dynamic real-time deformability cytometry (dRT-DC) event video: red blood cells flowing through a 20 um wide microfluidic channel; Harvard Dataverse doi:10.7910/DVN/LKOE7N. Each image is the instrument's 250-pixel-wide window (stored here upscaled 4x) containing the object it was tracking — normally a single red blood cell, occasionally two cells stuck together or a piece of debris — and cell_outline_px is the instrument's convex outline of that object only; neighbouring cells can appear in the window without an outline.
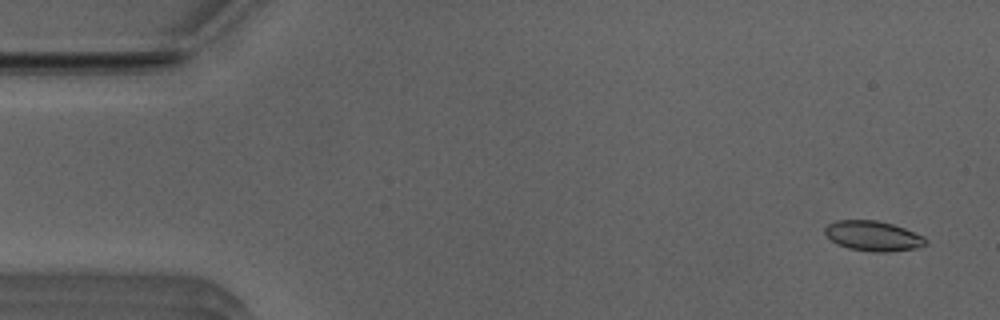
{"species": "Egyptian fruit bat (a non-hibernating species)", "species_latin": "Rousettus aegyptiacus", "temperature_condition": "room temperature", "stored_images_in_passage": 53, "camera_frame_rate_fps": 3000, "um_per_image_px": 0.085, "animal": {"sex": "male"}, "frame": {"image": 1, "passage_image": 3, "time_ms": 0.667, "image_size_px": [1000, 320], "cell_outline_px": [[928, 244], [916, 248], [888, 252], [872, 252], [848, 248], [836, 244], [824, 232], [824, 228], [828, 224], [836, 220], [876, 220], [892, 224], [904, 228], [924, 236], [928, 240]], "centroid_in_image_um": [74.23, 20.06], "position_along_channel_um": 10.8, "area_um2": 17.74}}
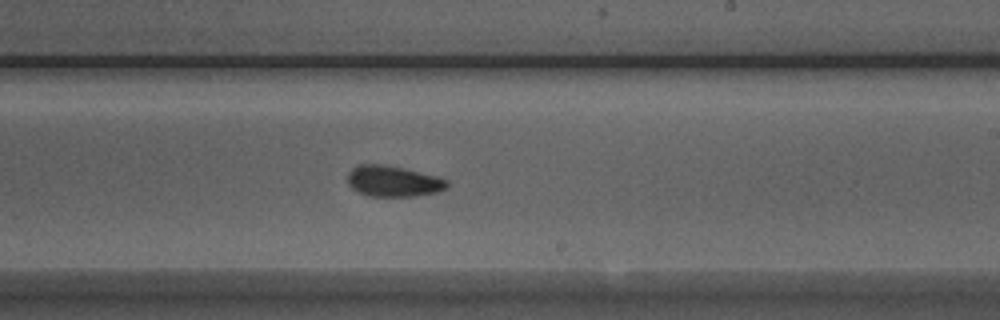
{"frame": {"image": 2, "passage_image": 31, "time_ms": 10.0, "image_size_px": [1000, 320], "cell_outline_px": [[448, 188], [436, 192], [416, 196], [368, 196], [356, 192], [348, 184], [348, 172], [352, 168], [360, 164], [384, 164], [404, 168], [440, 176], [448, 180]], "centroid_in_image_um": [33.44, 15.4], "position_along_channel_um": 255.6, "area_um2": 18.21}}
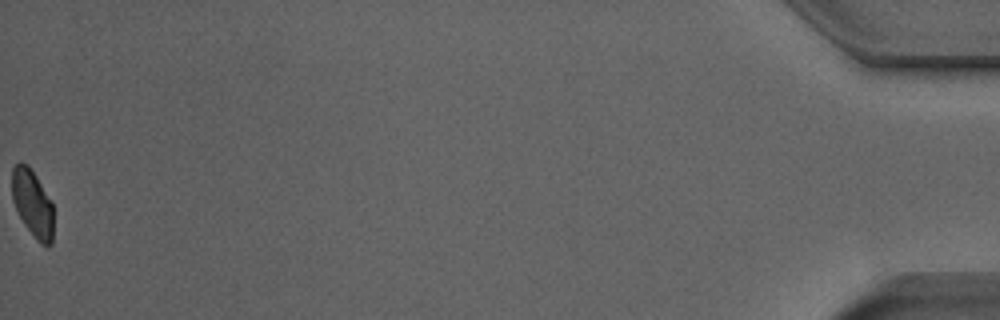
{"frame": {"image": 3, "passage_image": 53, "time_ms": 17.333, "image_size_px": [1000, 320], "cell_outline_px": [[52, 244], [48, 248], [40, 244], [36, 240], [24, 224], [12, 200], [12, 168], [20, 160], [28, 164], [52, 200]], "centroid_in_image_um": [2.76, 17.28], "position_along_channel_um": 432.4, "area_um2": 16.42}, "authors_computed_cell_mechanics": {"area_um2": 17.7446, "velocity_mm_per_s": 3.8991, "shape_relaxation_time_tau1_ms": 3.2206, "shape_relaxation_time_tau2_ms": 1.732, "deformation_change_tau1": 0.1236, "deformation_change_tau2": 0.0779}}